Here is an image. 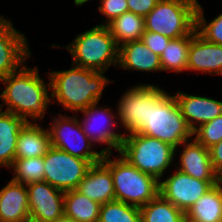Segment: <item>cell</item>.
I'll use <instances>...</instances> for the list:
<instances>
[{
    "label": "cell",
    "instance_id": "obj_19",
    "mask_svg": "<svg viewBox=\"0 0 222 222\" xmlns=\"http://www.w3.org/2000/svg\"><path fill=\"white\" fill-rule=\"evenodd\" d=\"M29 218L26 185L10 180L0 190V222H25Z\"/></svg>",
    "mask_w": 222,
    "mask_h": 222
},
{
    "label": "cell",
    "instance_id": "obj_13",
    "mask_svg": "<svg viewBox=\"0 0 222 222\" xmlns=\"http://www.w3.org/2000/svg\"><path fill=\"white\" fill-rule=\"evenodd\" d=\"M24 33L12 21L0 16V79L18 71L31 56Z\"/></svg>",
    "mask_w": 222,
    "mask_h": 222
},
{
    "label": "cell",
    "instance_id": "obj_21",
    "mask_svg": "<svg viewBox=\"0 0 222 222\" xmlns=\"http://www.w3.org/2000/svg\"><path fill=\"white\" fill-rule=\"evenodd\" d=\"M27 123L24 117L0 110V166H12L18 135Z\"/></svg>",
    "mask_w": 222,
    "mask_h": 222
},
{
    "label": "cell",
    "instance_id": "obj_30",
    "mask_svg": "<svg viewBox=\"0 0 222 222\" xmlns=\"http://www.w3.org/2000/svg\"><path fill=\"white\" fill-rule=\"evenodd\" d=\"M196 30L207 41L222 45V13L208 22L204 18L203 7L198 3L196 10Z\"/></svg>",
    "mask_w": 222,
    "mask_h": 222
},
{
    "label": "cell",
    "instance_id": "obj_4",
    "mask_svg": "<svg viewBox=\"0 0 222 222\" xmlns=\"http://www.w3.org/2000/svg\"><path fill=\"white\" fill-rule=\"evenodd\" d=\"M111 155L104 154L102 161L111 170L117 201L141 207L159 194V180L141 172L120 154L113 160Z\"/></svg>",
    "mask_w": 222,
    "mask_h": 222
},
{
    "label": "cell",
    "instance_id": "obj_33",
    "mask_svg": "<svg viewBox=\"0 0 222 222\" xmlns=\"http://www.w3.org/2000/svg\"><path fill=\"white\" fill-rule=\"evenodd\" d=\"M140 40L145 44L146 47L151 49L152 52L160 56L171 39L160 33L145 30Z\"/></svg>",
    "mask_w": 222,
    "mask_h": 222
},
{
    "label": "cell",
    "instance_id": "obj_26",
    "mask_svg": "<svg viewBox=\"0 0 222 222\" xmlns=\"http://www.w3.org/2000/svg\"><path fill=\"white\" fill-rule=\"evenodd\" d=\"M192 33L177 39H171L160 55L162 71L182 73L187 71L188 51Z\"/></svg>",
    "mask_w": 222,
    "mask_h": 222
},
{
    "label": "cell",
    "instance_id": "obj_9",
    "mask_svg": "<svg viewBox=\"0 0 222 222\" xmlns=\"http://www.w3.org/2000/svg\"><path fill=\"white\" fill-rule=\"evenodd\" d=\"M164 91L159 85L139 84L131 87L118 101V122L120 121L126 132L138 133L147 124L154 100Z\"/></svg>",
    "mask_w": 222,
    "mask_h": 222
},
{
    "label": "cell",
    "instance_id": "obj_2",
    "mask_svg": "<svg viewBox=\"0 0 222 222\" xmlns=\"http://www.w3.org/2000/svg\"><path fill=\"white\" fill-rule=\"evenodd\" d=\"M51 101L55 99L67 110L78 113L98 103L111 79L104 72L72 65L68 70L52 71L48 75Z\"/></svg>",
    "mask_w": 222,
    "mask_h": 222
},
{
    "label": "cell",
    "instance_id": "obj_5",
    "mask_svg": "<svg viewBox=\"0 0 222 222\" xmlns=\"http://www.w3.org/2000/svg\"><path fill=\"white\" fill-rule=\"evenodd\" d=\"M138 133L170 144L175 148V155L180 145L192 138V130L182 116L177 100L166 90L154 100L149 120Z\"/></svg>",
    "mask_w": 222,
    "mask_h": 222
},
{
    "label": "cell",
    "instance_id": "obj_27",
    "mask_svg": "<svg viewBox=\"0 0 222 222\" xmlns=\"http://www.w3.org/2000/svg\"><path fill=\"white\" fill-rule=\"evenodd\" d=\"M142 222H184L185 213L158 194L153 200L140 207Z\"/></svg>",
    "mask_w": 222,
    "mask_h": 222
},
{
    "label": "cell",
    "instance_id": "obj_1",
    "mask_svg": "<svg viewBox=\"0 0 222 222\" xmlns=\"http://www.w3.org/2000/svg\"><path fill=\"white\" fill-rule=\"evenodd\" d=\"M38 67L25 64L16 72L0 79L5 89L0 93V110L6 105V112L24 117L28 123L42 120L51 104L50 83H45L38 74ZM31 117L33 120H29Z\"/></svg>",
    "mask_w": 222,
    "mask_h": 222
},
{
    "label": "cell",
    "instance_id": "obj_25",
    "mask_svg": "<svg viewBox=\"0 0 222 222\" xmlns=\"http://www.w3.org/2000/svg\"><path fill=\"white\" fill-rule=\"evenodd\" d=\"M118 46L138 41L145 32L144 17L127 11L107 24Z\"/></svg>",
    "mask_w": 222,
    "mask_h": 222
},
{
    "label": "cell",
    "instance_id": "obj_22",
    "mask_svg": "<svg viewBox=\"0 0 222 222\" xmlns=\"http://www.w3.org/2000/svg\"><path fill=\"white\" fill-rule=\"evenodd\" d=\"M50 148L48 129L38 123H27L18 135L15 159L44 156Z\"/></svg>",
    "mask_w": 222,
    "mask_h": 222
},
{
    "label": "cell",
    "instance_id": "obj_10",
    "mask_svg": "<svg viewBox=\"0 0 222 222\" xmlns=\"http://www.w3.org/2000/svg\"><path fill=\"white\" fill-rule=\"evenodd\" d=\"M92 163L51 147L44 155V181L64 192L75 190Z\"/></svg>",
    "mask_w": 222,
    "mask_h": 222
},
{
    "label": "cell",
    "instance_id": "obj_15",
    "mask_svg": "<svg viewBox=\"0 0 222 222\" xmlns=\"http://www.w3.org/2000/svg\"><path fill=\"white\" fill-rule=\"evenodd\" d=\"M187 71L222 75V45L207 41L195 29L188 51Z\"/></svg>",
    "mask_w": 222,
    "mask_h": 222
},
{
    "label": "cell",
    "instance_id": "obj_31",
    "mask_svg": "<svg viewBox=\"0 0 222 222\" xmlns=\"http://www.w3.org/2000/svg\"><path fill=\"white\" fill-rule=\"evenodd\" d=\"M192 136H194L193 139L208 149L222 141V115L197 126L192 131Z\"/></svg>",
    "mask_w": 222,
    "mask_h": 222
},
{
    "label": "cell",
    "instance_id": "obj_32",
    "mask_svg": "<svg viewBox=\"0 0 222 222\" xmlns=\"http://www.w3.org/2000/svg\"><path fill=\"white\" fill-rule=\"evenodd\" d=\"M100 2L98 10L102 15L106 16V20L101 25H107L114 18L128 11L127 0H100Z\"/></svg>",
    "mask_w": 222,
    "mask_h": 222
},
{
    "label": "cell",
    "instance_id": "obj_3",
    "mask_svg": "<svg viewBox=\"0 0 222 222\" xmlns=\"http://www.w3.org/2000/svg\"><path fill=\"white\" fill-rule=\"evenodd\" d=\"M65 48L77 67L104 73L112 65L118 67L119 46L107 25L99 24L78 34Z\"/></svg>",
    "mask_w": 222,
    "mask_h": 222
},
{
    "label": "cell",
    "instance_id": "obj_38",
    "mask_svg": "<svg viewBox=\"0 0 222 222\" xmlns=\"http://www.w3.org/2000/svg\"><path fill=\"white\" fill-rule=\"evenodd\" d=\"M25 222H44V221H40V220H37V219H34V218H29L27 221Z\"/></svg>",
    "mask_w": 222,
    "mask_h": 222
},
{
    "label": "cell",
    "instance_id": "obj_36",
    "mask_svg": "<svg viewBox=\"0 0 222 222\" xmlns=\"http://www.w3.org/2000/svg\"><path fill=\"white\" fill-rule=\"evenodd\" d=\"M54 222H76V221H74L72 218H70V217H68V216L63 214L61 217H59Z\"/></svg>",
    "mask_w": 222,
    "mask_h": 222
},
{
    "label": "cell",
    "instance_id": "obj_23",
    "mask_svg": "<svg viewBox=\"0 0 222 222\" xmlns=\"http://www.w3.org/2000/svg\"><path fill=\"white\" fill-rule=\"evenodd\" d=\"M185 217L188 222H222V181L200 197Z\"/></svg>",
    "mask_w": 222,
    "mask_h": 222
},
{
    "label": "cell",
    "instance_id": "obj_16",
    "mask_svg": "<svg viewBox=\"0 0 222 222\" xmlns=\"http://www.w3.org/2000/svg\"><path fill=\"white\" fill-rule=\"evenodd\" d=\"M192 139L180 145L183 146V150L176 169L202 181H221L212 167L209 149Z\"/></svg>",
    "mask_w": 222,
    "mask_h": 222
},
{
    "label": "cell",
    "instance_id": "obj_29",
    "mask_svg": "<svg viewBox=\"0 0 222 222\" xmlns=\"http://www.w3.org/2000/svg\"><path fill=\"white\" fill-rule=\"evenodd\" d=\"M99 222H142L140 207L121 201H111L100 206Z\"/></svg>",
    "mask_w": 222,
    "mask_h": 222
},
{
    "label": "cell",
    "instance_id": "obj_14",
    "mask_svg": "<svg viewBox=\"0 0 222 222\" xmlns=\"http://www.w3.org/2000/svg\"><path fill=\"white\" fill-rule=\"evenodd\" d=\"M26 188L30 218L54 222L64 214V191L45 181L29 183Z\"/></svg>",
    "mask_w": 222,
    "mask_h": 222
},
{
    "label": "cell",
    "instance_id": "obj_24",
    "mask_svg": "<svg viewBox=\"0 0 222 222\" xmlns=\"http://www.w3.org/2000/svg\"><path fill=\"white\" fill-rule=\"evenodd\" d=\"M100 206L76 189L65 192L64 215L76 222H99Z\"/></svg>",
    "mask_w": 222,
    "mask_h": 222
},
{
    "label": "cell",
    "instance_id": "obj_35",
    "mask_svg": "<svg viewBox=\"0 0 222 222\" xmlns=\"http://www.w3.org/2000/svg\"><path fill=\"white\" fill-rule=\"evenodd\" d=\"M212 167L214 172L221 178L222 177V141L214 144L209 148Z\"/></svg>",
    "mask_w": 222,
    "mask_h": 222
},
{
    "label": "cell",
    "instance_id": "obj_12",
    "mask_svg": "<svg viewBox=\"0 0 222 222\" xmlns=\"http://www.w3.org/2000/svg\"><path fill=\"white\" fill-rule=\"evenodd\" d=\"M219 181H202L179 170L159 181V194L186 213L196 201Z\"/></svg>",
    "mask_w": 222,
    "mask_h": 222
},
{
    "label": "cell",
    "instance_id": "obj_34",
    "mask_svg": "<svg viewBox=\"0 0 222 222\" xmlns=\"http://www.w3.org/2000/svg\"><path fill=\"white\" fill-rule=\"evenodd\" d=\"M158 1L159 0H127L128 11L145 17L157 5Z\"/></svg>",
    "mask_w": 222,
    "mask_h": 222
},
{
    "label": "cell",
    "instance_id": "obj_37",
    "mask_svg": "<svg viewBox=\"0 0 222 222\" xmlns=\"http://www.w3.org/2000/svg\"><path fill=\"white\" fill-rule=\"evenodd\" d=\"M88 1L89 0H74V4H75V6H81Z\"/></svg>",
    "mask_w": 222,
    "mask_h": 222
},
{
    "label": "cell",
    "instance_id": "obj_17",
    "mask_svg": "<svg viewBox=\"0 0 222 222\" xmlns=\"http://www.w3.org/2000/svg\"><path fill=\"white\" fill-rule=\"evenodd\" d=\"M174 97L177 100L182 116L192 131L196 129V125L200 126L222 115V101L217 99L189 95L182 91H177Z\"/></svg>",
    "mask_w": 222,
    "mask_h": 222
},
{
    "label": "cell",
    "instance_id": "obj_11",
    "mask_svg": "<svg viewBox=\"0 0 222 222\" xmlns=\"http://www.w3.org/2000/svg\"><path fill=\"white\" fill-rule=\"evenodd\" d=\"M97 105L98 103L92 104L80 111L84 116L82 121H79L82 130L94 145L104 143L108 146L100 150L103 154H112V148L119 152L124 134L116 133L114 130V126L119 123L116 121L118 112L116 111L115 114L109 106L98 107Z\"/></svg>",
    "mask_w": 222,
    "mask_h": 222
},
{
    "label": "cell",
    "instance_id": "obj_18",
    "mask_svg": "<svg viewBox=\"0 0 222 222\" xmlns=\"http://www.w3.org/2000/svg\"><path fill=\"white\" fill-rule=\"evenodd\" d=\"M76 190L100 205L116 200L111 170L102 160L90 166Z\"/></svg>",
    "mask_w": 222,
    "mask_h": 222
},
{
    "label": "cell",
    "instance_id": "obj_20",
    "mask_svg": "<svg viewBox=\"0 0 222 222\" xmlns=\"http://www.w3.org/2000/svg\"><path fill=\"white\" fill-rule=\"evenodd\" d=\"M126 70L157 72L162 71L160 56L152 52L141 41H133L119 47L118 68Z\"/></svg>",
    "mask_w": 222,
    "mask_h": 222
},
{
    "label": "cell",
    "instance_id": "obj_6",
    "mask_svg": "<svg viewBox=\"0 0 222 222\" xmlns=\"http://www.w3.org/2000/svg\"><path fill=\"white\" fill-rule=\"evenodd\" d=\"M141 172L163 180L165 171L173 163L175 148L161 140L140 133L124 136L119 153Z\"/></svg>",
    "mask_w": 222,
    "mask_h": 222
},
{
    "label": "cell",
    "instance_id": "obj_8",
    "mask_svg": "<svg viewBox=\"0 0 222 222\" xmlns=\"http://www.w3.org/2000/svg\"><path fill=\"white\" fill-rule=\"evenodd\" d=\"M58 115V118L53 117L52 125L47 127L51 147L88 160L92 164L100 162L104 154L93 149V143L82 130L78 116H67L60 113Z\"/></svg>",
    "mask_w": 222,
    "mask_h": 222
},
{
    "label": "cell",
    "instance_id": "obj_7",
    "mask_svg": "<svg viewBox=\"0 0 222 222\" xmlns=\"http://www.w3.org/2000/svg\"><path fill=\"white\" fill-rule=\"evenodd\" d=\"M197 0H159L144 17L145 30L170 39L188 36L196 29Z\"/></svg>",
    "mask_w": 222,
    "mask_h": 222
},
{
    "label": "cell",
    "instance_id": "obj_28",
    "mask_svg": "<svg viewBox=\"0 0 222 222\" xmlns=\"http://www.w3.org/2000/svg\"><path fill=\"white\" fill-rule=\"evenodd\" d=\"M12 181L25 185L44 181V156L15 159L12 166Z\"/></svg>",
    "mask_w": 222,
    "mask_h": 222
}]
</instances>
